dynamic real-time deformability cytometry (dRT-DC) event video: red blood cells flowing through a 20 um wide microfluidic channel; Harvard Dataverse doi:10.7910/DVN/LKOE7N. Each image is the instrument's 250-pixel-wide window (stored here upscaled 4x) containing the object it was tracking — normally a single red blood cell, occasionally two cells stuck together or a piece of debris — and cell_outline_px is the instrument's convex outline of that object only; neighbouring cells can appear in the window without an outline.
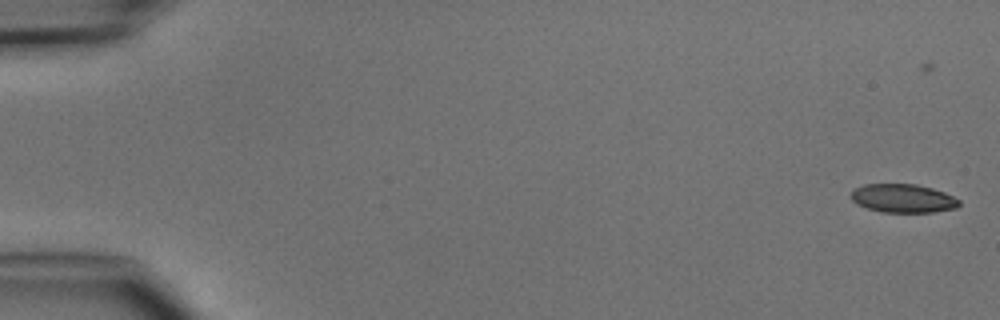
{"species": "common noctule bat (a hibernating species)", "species_latin": "Nyctalus noctula", "temperature_condition": "cold", "stored_images_in_passage": 6, "camera_frame_rate_fps": 3000, "um_per_image_px": 0.085, "animal": {"sex": "male", "body_mass_g": 15.6}, "frame": {"image": 1, "passage_image": 1, "time_ms": 0.0, "image_size_px": [1000, 320], "cell_outline_px": [[960, 204], [956, 208], [932, 212], [884, 212], [868, 208], [856, 204], [852, 200], [852, 188], [864, 184], [916, 184], [932, 188], [944, 192], [960, 200]], "centroid_in_image_um": [76.75, 16.85], "position_along_channel_um": 8.3, "area_um2": 17.98}}
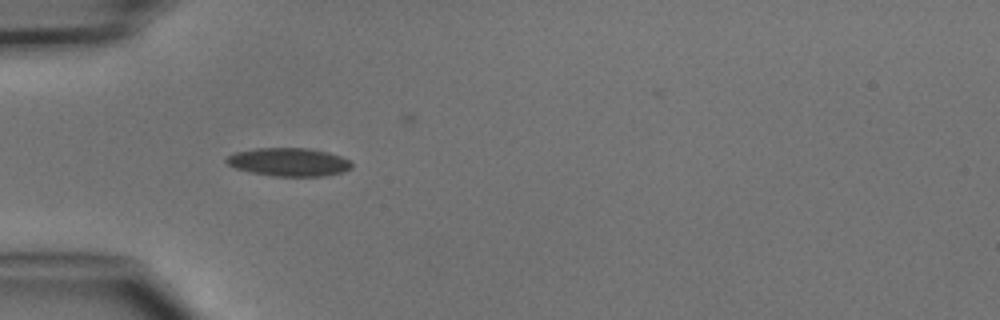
{"frame": {"image": 2, "passage_image": 5, "time_ms": 4.667, "image_size_px": [1000, 320], "cell_outline_px": [[352, 168], [344, 172], [324, 176], [272, 176], [252, 172], [236, 168], [228, 164], [224, 160], [228, 156], [236, 152], [256, 148], [308, 148], [328, 152], [340, 156], [348, 160], [352, 164]], "centroid_in_image_um": [24.57, 13.77], "position_along_channel_um": 60.4, "area_um2": 20.58}}